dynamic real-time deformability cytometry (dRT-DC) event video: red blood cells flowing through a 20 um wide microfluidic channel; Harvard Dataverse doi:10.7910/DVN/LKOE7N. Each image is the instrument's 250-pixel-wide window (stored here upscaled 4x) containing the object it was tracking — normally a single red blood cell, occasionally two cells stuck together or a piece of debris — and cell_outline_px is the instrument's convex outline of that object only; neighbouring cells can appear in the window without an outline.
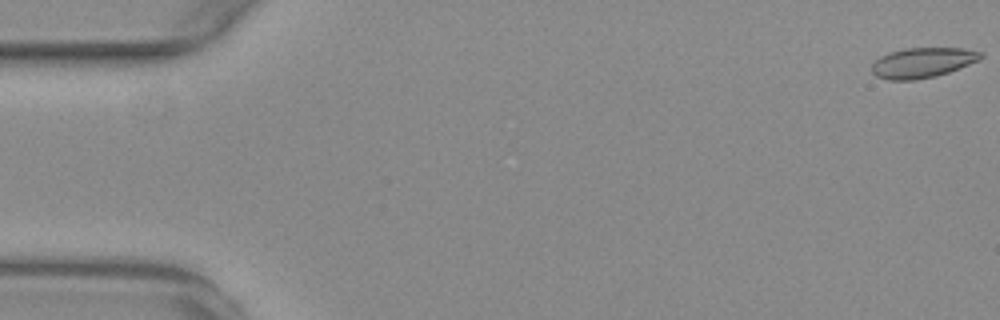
{"species": "common noctule bat (a hibernating species)", "species_latin": "Nyctalus noctula", "temperature_condition": "warm", "stored_images_in_passage": 13, "camera_frame_rate_fps": 3000, "um_per_image_px": 0.085, "animal": {"sex": "female", "body_mass_g": 29.2, "forearm_length_mm": 56.3}, "frame": {"image": 1, "passage_image": 1, "time_ms": 0.0, "image_size_px": [1000, 320], "cell_outline_px": [[984, 56], [980, 60], [948, 72], [936, 76], [912, 80], [888, 80], [876, 76], [872, 72], [872, 64], [880, 56], [888, 52], [904, 48], [964, 48], [984, 52]], "centroid_in_image_um": [78.43, 5.31], "position_along_channel_um": 6.6, "area_um2": 19.25}}
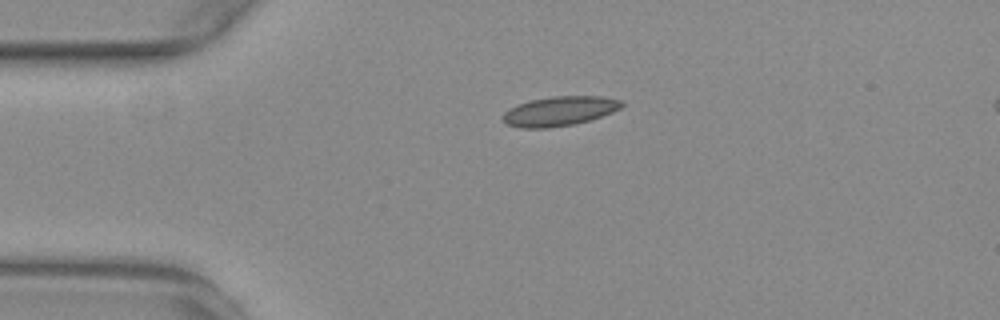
{"frame": {"image": 2, "passage_image": 13, "time_ms": 4.0, "image_size_px": [1000, 320], "cell_outline_px": [[624, 104], [620, 108], [612, 112], [588, 120], [572, 124], [548, 128], [520, 128], [508, 124], [500, 116], [508, 108], [516, 104], [528, 100], [552, 96], [604, 96], [624, 100]], "centroid_in_image_um": [47.53, 9.42], "position_along_channel_um": 37.5, "area_um2": 20.58}}